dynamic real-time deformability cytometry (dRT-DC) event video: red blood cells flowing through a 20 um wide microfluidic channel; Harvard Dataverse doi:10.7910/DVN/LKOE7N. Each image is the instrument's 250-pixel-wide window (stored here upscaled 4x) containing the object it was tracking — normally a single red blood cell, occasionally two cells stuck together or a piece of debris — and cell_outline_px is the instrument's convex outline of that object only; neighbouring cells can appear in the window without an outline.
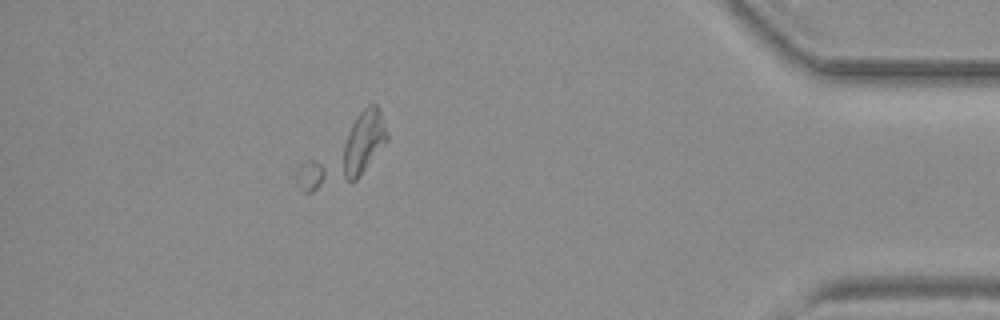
{"species": "common noctule bat (a hibernating species)", "species_latin": "Nyctalus noctula", "temperature_condition": "warm", "stored_images_in_passage": 52, "camera_frame_rate_fps": 3000, "um_per_image_px": 0.085, "animal": {"sex": "female", "body_mass_g": 19.3, "forearm_length_mm": 54.1}, "frame": {"image": 1, "passage_image": 49, "time_ms": 16.0, "image_size_px": [1000, 320], "cell_outline_px": [[388, 140], [360, 176], [352, 184], [312, 192], [304, 192], [296, 184], [296, 168], [300, 164], [368, 104], [376, 104], [380, 112], [388, 136]], "centroid_in_image_um": [29.28, 13.01], "position_along_channel_um": 405.9, "area_um2": 31.73}}